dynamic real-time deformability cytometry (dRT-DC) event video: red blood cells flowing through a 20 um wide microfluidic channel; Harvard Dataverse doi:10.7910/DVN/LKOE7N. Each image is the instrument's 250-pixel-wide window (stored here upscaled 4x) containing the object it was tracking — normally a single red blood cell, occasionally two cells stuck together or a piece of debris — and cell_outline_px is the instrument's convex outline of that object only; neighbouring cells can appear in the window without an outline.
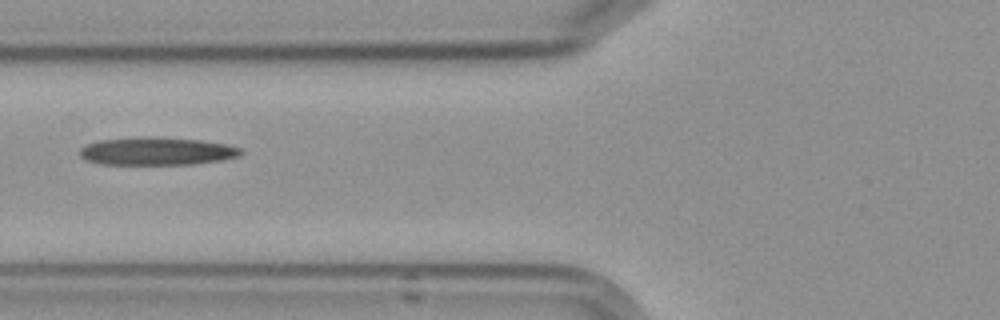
{"species": "Egyptian fruit bat (a non-hibernating species)", "species_latin": "Rousettus aegyptiacus", "temperature_condition": "cold", "stored_images_in_passage": 6, "camera_frame_rate_fps": 3000, "um_per_image_px": 0.085, "frame": {"image": 1, "passage_image": 6, "time_ms": 6.667, "image_size_px": [1000, 320], "cell_outline_px": [[244, 152], [240, 156], [224, 160], [192, 164], [100, 164], [84, 160], [80, 156], [80, 148], [84, 144], [96, 140], [140, 136], [144, 136], [200, 140], [228, 144], [244, 148]], "centroid_in_image_um": [13.33, 12.84], "position_along_channel_um": 112.5, "area_um2": 26.7}}